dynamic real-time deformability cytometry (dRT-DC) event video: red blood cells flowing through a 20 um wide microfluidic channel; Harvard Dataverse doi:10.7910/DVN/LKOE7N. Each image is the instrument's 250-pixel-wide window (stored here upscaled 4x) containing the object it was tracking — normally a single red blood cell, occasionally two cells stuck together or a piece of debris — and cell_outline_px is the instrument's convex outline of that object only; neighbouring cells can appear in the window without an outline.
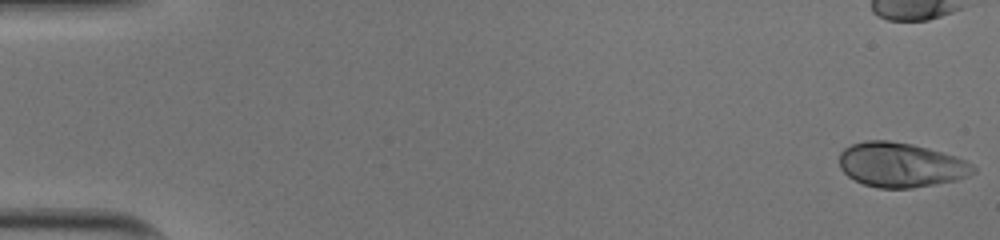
{"species": "human", "species_latin": "Homo sapiens", "temperature_condition": "cold", "stored_images_in_passage": 42, "camera_frame_rate_fps": 3000, "um_per_image_px": 0.085, "donor": {"sex": "male"}, "frame": {"image": 1, "passage_image": 1, "time_ms": 0.0, "image_size_px": [1000, 240], "cell_outline_px": [[976, 172], [968, 176], [956, 180], [912, 188], [876, 188], [864, 184], [848, 176], [840, 168], [840, 152], [844, 148], [852, 144], [864, 140], [888, 140], [912, 144], [928, 148], [956, 156], [972, 164], [976, 168]], "centroid_in_image_um": [76.57, 14.01], "position_along_channel_um": 8.4, "area_um2": 34.85}}